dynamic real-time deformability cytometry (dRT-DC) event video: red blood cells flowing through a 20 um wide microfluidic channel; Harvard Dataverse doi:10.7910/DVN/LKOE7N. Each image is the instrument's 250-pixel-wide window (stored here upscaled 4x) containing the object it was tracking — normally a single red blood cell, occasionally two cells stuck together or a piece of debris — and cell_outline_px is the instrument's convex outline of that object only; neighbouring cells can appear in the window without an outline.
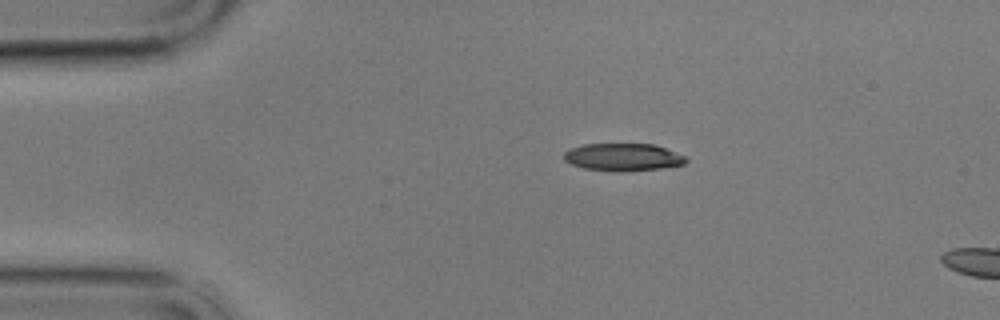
{"species": "common noctule bat (a hibernating species)", "species_latin": "Nyctalus noctula", "temperature_condition": "cold", "stored_images_in_passage": 5, "camera_frame_rate_fps": 3000, "um_per_image_px": 0.085, "animal": {"sex": "male", "body_mass_g": 17.9}, "frame": {"image": 1, "passage_image": 1, "time_ms": 0.0, "image_size_px": [1000, 320], "cell_outline_px": [[688, 160], [684, 164], [660, 168], [584, 168], [572, 164], [564, 160], [564, 152], [568, 148], [584, 144], [656, 144], [684, 156]], "centroid_in_image_um": [52.94, 13.29], "position_along_channel_um": 32.1, "area_um2": 18.44}}